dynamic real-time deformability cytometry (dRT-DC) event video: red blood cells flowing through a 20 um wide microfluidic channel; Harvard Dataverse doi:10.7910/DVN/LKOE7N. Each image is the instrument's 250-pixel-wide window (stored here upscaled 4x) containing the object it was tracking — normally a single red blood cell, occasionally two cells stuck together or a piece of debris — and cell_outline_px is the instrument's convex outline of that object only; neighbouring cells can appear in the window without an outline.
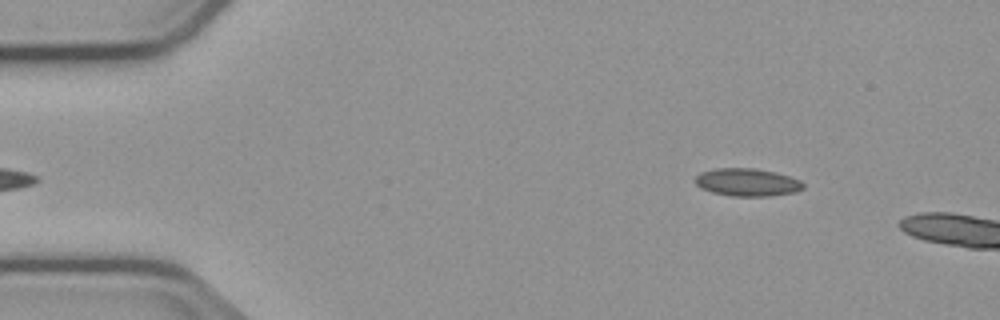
{"species": "common noctule bat (a hibernating species)", "species_latin": "Nyctalus noctula", "temperature_condition": "cold", "stored_images_in_passage": 6, "camera_frame_rate_fps": 3000, "um_per_image_px": 0.085, "animal": {"sex": "male", "body_mass_g": 23.1, "forearm_length_mm": 52.7}, "frame": {"image": 1, "passage_image": 2, "time_ms": 0.333, "image_size_px": [1000, 320], "cell_outline_px": [[804, 188], [796, 192], [768, 196], [732, 196], [712, 192], [700, 188], [696, 184], [696, 176], [700, 172], [716, 168], [752, 168], [776, 172], [800, 180], [804, 184]], "centroid_in_image_um": [63.51, 15.49], "position_along_channel_um": 21.5, "area_um2": 17.46}}